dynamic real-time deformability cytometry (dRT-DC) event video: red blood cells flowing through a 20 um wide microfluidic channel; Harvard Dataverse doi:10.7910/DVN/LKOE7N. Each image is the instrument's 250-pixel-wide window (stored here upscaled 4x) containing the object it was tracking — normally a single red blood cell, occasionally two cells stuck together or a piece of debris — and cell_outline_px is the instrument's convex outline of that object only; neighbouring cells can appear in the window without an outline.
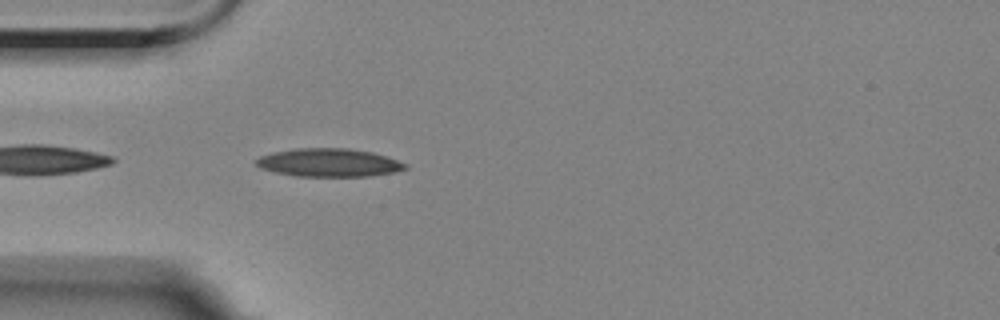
{"species": "Egyptian fruit bat (a non-hibernating species)", "species_latin": "Rousettus aegyptiacus", "temperature_condition": "room temperature", "stored_images_in_passage": 4, "camera_frame_rate_fps": 3000, "um_per_image_px": 0.085, "animal": {"sex": "female"}, "frame": {"image": 1, "passage_image": 4, "time_ms": 3.667, "image_size_px": [1000, 320], "cell_outline_px": [[408, 168], [396, 172], [372, 176], [296, 176], [276, 172], [260, 168], [256, 164], [256, 160], [260, 156], [272, 152], [296, 148], [348, 148], [372, 152], [408, 164]], "centroid_in_image_um": [27.97, 13.82], "position_along_channel_um": 57.0, "area_um2": 24.51}}